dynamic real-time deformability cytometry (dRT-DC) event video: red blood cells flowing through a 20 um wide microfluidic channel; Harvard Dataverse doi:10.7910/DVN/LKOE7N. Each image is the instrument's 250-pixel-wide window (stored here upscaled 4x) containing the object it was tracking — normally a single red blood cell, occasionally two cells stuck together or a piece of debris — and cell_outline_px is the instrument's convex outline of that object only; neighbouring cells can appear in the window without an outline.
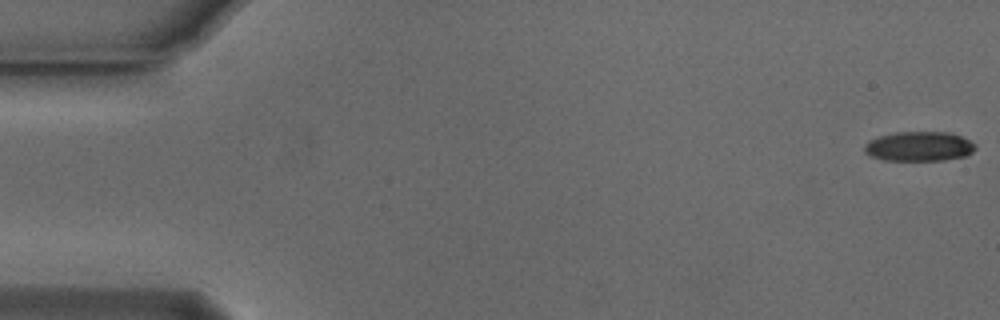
{"species": "Egyptian fruit bat (a non-hibernating species)", "species_latin": "Rousettus aegyptiacus", "temperature_condition": "cold", "stored_images_in_passage": 55, "camera_frame_rate_fps": 3000, "um_per_image_px": 0.085, "animal": {"sex": "male"}, "frame": {"image": 1, "passage_image": 1, "time_ms": 0.0, "image_size_px": [1000, 320], "cell_outline_px": [[972, 148], [968, 152], [956, 156], [920, 160], [908, 160], [884, 156], [872, 152], [868, 148], [876, 140], [896, 136], [956, 136], [964, 140]], "centroid_in_image_um": [78.22, 12.51], "position_along_channel_um": 6.8, "area_um2": 14.22}}
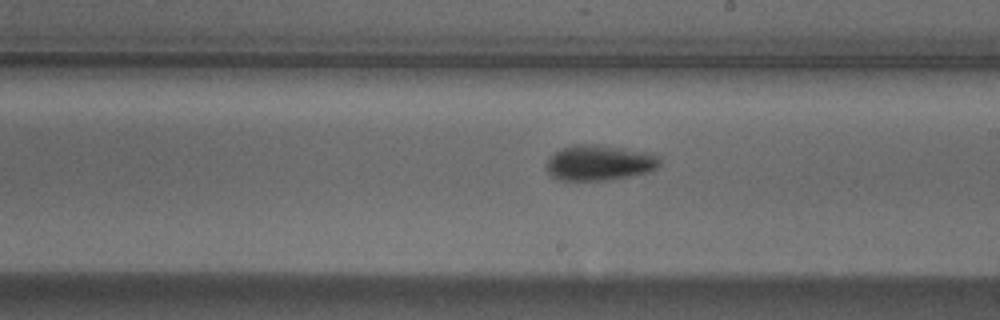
{"frame": {"image": 2, "passage_image": 31, "time_ms": 10.0, "image_size_px": [1000, 320], "cell_outline_px": [[652, 164], [644, 168], [628, 172], [592, 176], [568, 176], [560, 172], [556, 168], [556, 160], [560, 156], [624, 156], [648, 160]], "centroid_in_image_um": [50.89, 14.04], "position_along_channel_um": 238.1, "area_um2": 11.21}}
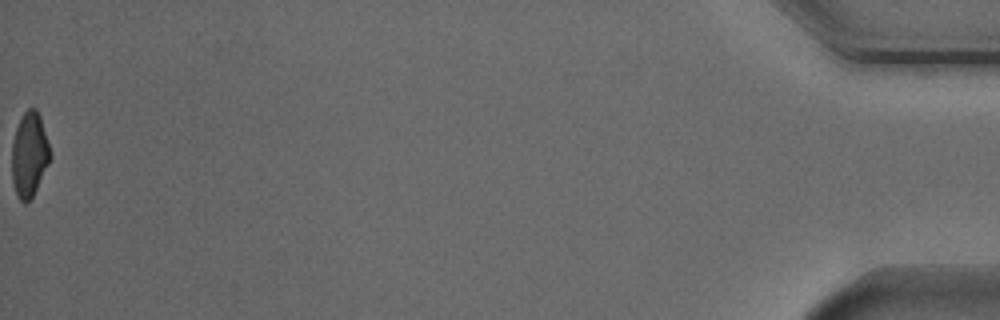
{"frame": {"image": 3, "passage_image": 55, "time_ms": 18.0, "image_size_px": [1000, 320], "cell_outline_px": [[48, 160], [32, 196], [28, 200], [24, 200], [20, 196], [16, 188], [12, 160], [16, 132], [24, 116], [32, 108], [36, 112], [40, 120], [48, 144]], "centroid_in_image_um": [2.5, 13.14], "position_along_channel_um": 432.7, "area_um2": 16.36}}